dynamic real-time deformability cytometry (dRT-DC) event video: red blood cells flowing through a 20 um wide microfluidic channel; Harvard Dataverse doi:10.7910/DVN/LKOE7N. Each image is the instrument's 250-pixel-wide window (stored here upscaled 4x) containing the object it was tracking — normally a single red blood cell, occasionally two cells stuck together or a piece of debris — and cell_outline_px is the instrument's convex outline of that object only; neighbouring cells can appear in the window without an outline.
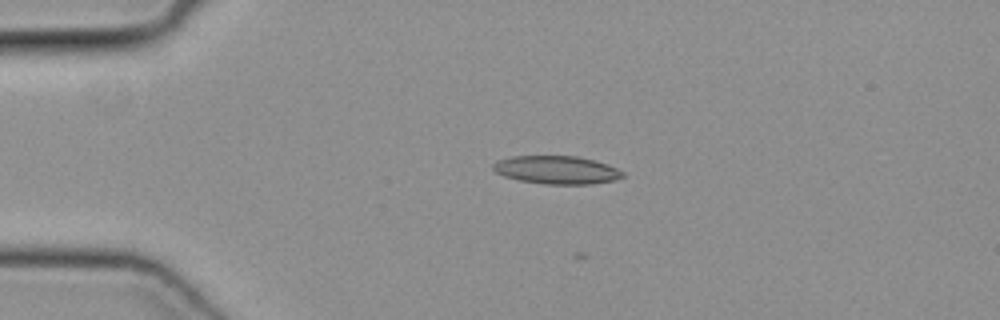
{"species": "common noctule bat (a hibernating species)", "species_latin": "Nyctalus noctula", "temperature_condition": "cold", "stored_images_in_passage": 18, "camera_frame_rate_fps": 3000, "um_per_image_px": 0.085, "animal": {"sex": "female", "body_mass_g": 19.3, "forearm_length_mm": 54.1}, "frame": {"image": 1, "passage_image": 12, "time_ms": 3.667, "image_size_px": [1000, 320], "cell_outline_px": [[624, 176], [612, 180], [592, 184], [544, 184], [520, 180], [504, 176], [496, 172], [492, 168], [492, 164], [496, 160], [512, 156], [576, 156], [596, 160], [608, 164], [624, 172]], "centroid_in_image_um": [47.3, 14.43], "position_along_channel_um": 37.7, "area_um2": 21.27}}
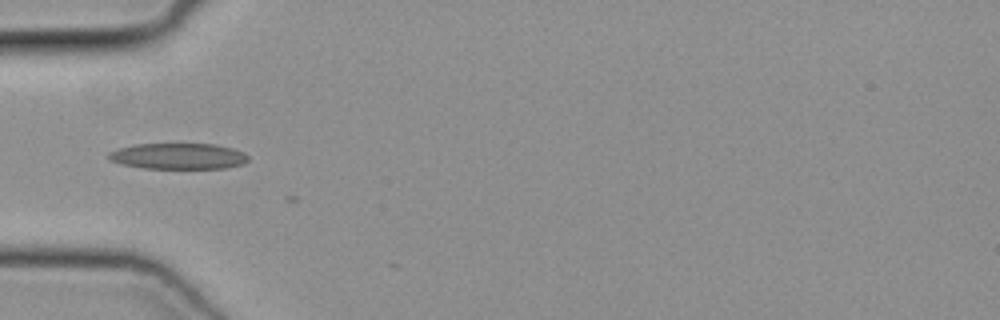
{"frame": {"image": 2, "passage_image": 17, "time_ms": 5.333, "image_size_px": [1000, 320], "cell_outline_px": [[248, 160], [244, 164], [224, 168], [140, 168], [120, 164], [108, 160], [108, 152], [120, 148], [136, 144], [216, 144], [232, 148], [244, 152], [248, 156]], "centroid_in_image_um": [15.14, 13.28], "position_along_channel_um": 69.9, "area_um2": 21.21}}